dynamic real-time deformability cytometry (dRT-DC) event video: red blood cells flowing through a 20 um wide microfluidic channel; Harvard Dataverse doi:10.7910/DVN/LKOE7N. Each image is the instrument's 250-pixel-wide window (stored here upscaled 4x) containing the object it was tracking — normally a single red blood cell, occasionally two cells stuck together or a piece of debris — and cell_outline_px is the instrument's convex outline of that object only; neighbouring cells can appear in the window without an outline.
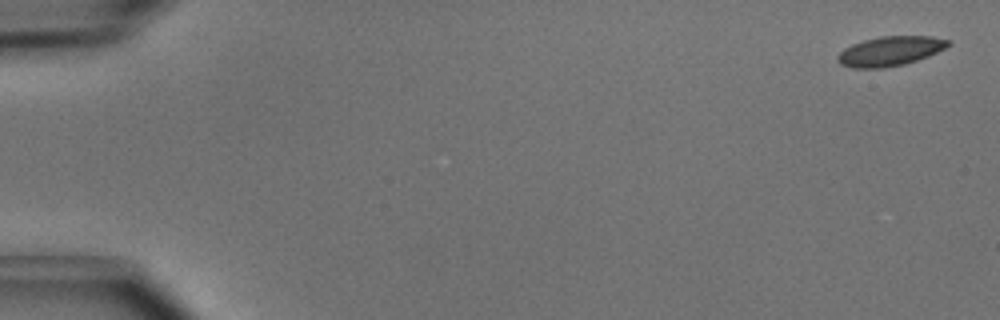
{"species": "common noctule bat (a hibernating species)", "species_latin": "Nyctalus noctula", "temperature_condition": "cold", "stored_images_in_passage": 4, "camera_frame_rate_fps": 3000, "um_per_image_px": 0.085, "animal": {"sex": "male", "body_mass_g": 15.6}, "frame": {"image": 1, "passage_image": 1, "time_ms": 0.0, "image_size_px": [1000, 320], "cell_outline_px": [[952, 44], [928, 56], [904, 64], [884, 68], [852, 68], [840, 64], [836, 60], [836, 56], [844, 48], [852, 44], [864, 40], [880, 36], [932, 36], [952, 40]], "centroid_in_image_um": [75.65, 4.34], "position_along_channel_um": 9.4, "area_um2": 19.13}}
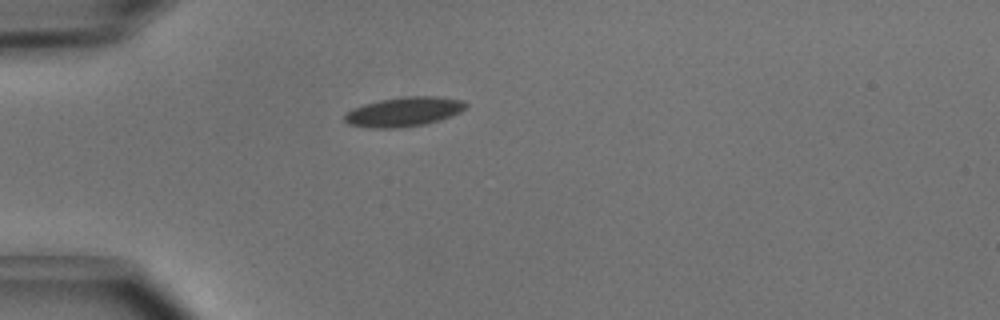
{"frame": {"image": 2, "passage_image": 4, "time_ms": 1.0, "image_size_px": [1000, 320], "cell_outline_px": [[468, 108], [452, 116], [440, 120], [424, 124], [396, 128], [372, 128], [348, 124], [344, 120], [344, 116], [352, 108], [364, 104], [380, 100], [404, 96], [440, 96], [464, 100], [468, 104]], "centroid_in_image_um": [34.38, 9.49], "position_along_channel_um": 50.6, "area_um2": 20.98}}